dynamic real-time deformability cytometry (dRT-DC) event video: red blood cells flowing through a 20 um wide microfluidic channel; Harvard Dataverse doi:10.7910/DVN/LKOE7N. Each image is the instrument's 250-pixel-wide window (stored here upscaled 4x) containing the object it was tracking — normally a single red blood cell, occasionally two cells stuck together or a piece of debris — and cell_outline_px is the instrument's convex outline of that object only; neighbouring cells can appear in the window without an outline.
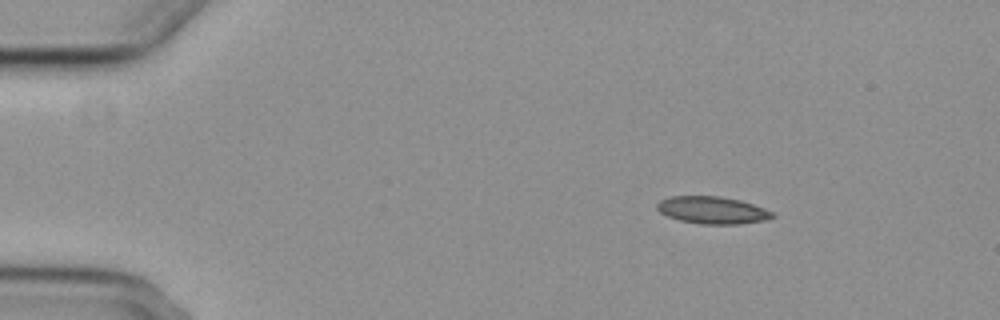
{"species": "common noctule bat (a hibernating species)", "species_latin": "Nyctalus noctula", "temperature_condition": "cold", "stored_images_in_passage": 7, "camera_frame_rate_fps": 3000, "um_per_image_px": 0.085, "animal": {"sex": "female", "body_mass_g": 29.2, "forearm_length_mm": 56.3}, "frame": {"image": 1, "passage_image": 2, "time_ms": 1.333, "image_size_px": [1000, 320], "cell_outline_px": [[776, 216], [768, 220], [736, 224], [700, 224], [680, 220], [668, 216], [660, 212], [656, 208], [656, 204], [660, 200], [672, 196], [720, 196], [740, 200], [764, 208], [772, 212]], "centroid_in_image_um": [60.56, 17.86], "position_along_channel_um": 24.4, "area_um2": 18.32}}
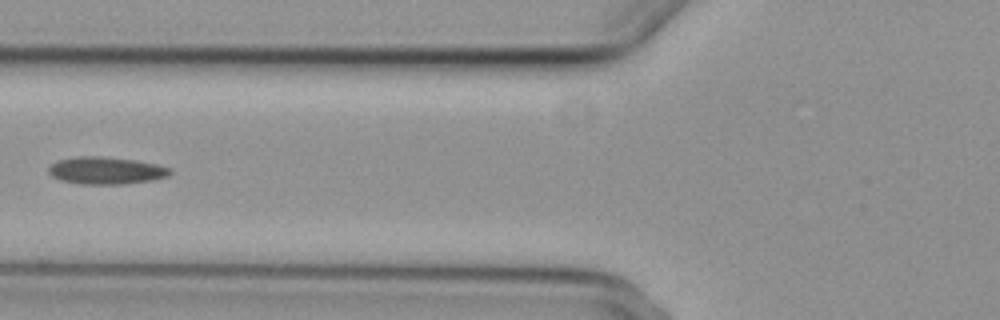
{"frame": {"image": 2, "passage_image": 6, "time_ms": 6.0, "image_size_px": [1000, 320], "cell_outline_px": [[172, 172], [168, 176], [152, 180], [120, 184], [80, 184], [60, 180], [52, 176], [48, 172], [48, 168], [52, 164], [60, 160], [76, 156], [104, 156], [136, 160], [156, 164], [172, 168]], "centroid_in_image_um": [9.02, 14.49], "position_along_channel_um": 116.8, "area_um2": 19.36}}
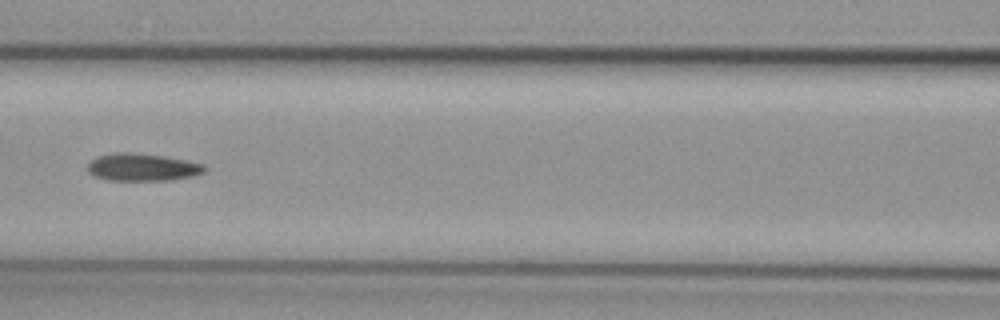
{"frame": {"image": 3, "passage_image": 7, "time_ms": 7.0, "image_size_px": [1000, 320], "cell_outline_px": [[208, 168], [204, 172], [192, 176], [168, 180], [108, 180], [92, 176], [88, 172], [88, 164], [96, 156], [116, 152], [132, 152], [164, 156], [188, 160], [204, 164]], "centroid_in_image_um": [12.1, 14.2], "position_along_channel_um": 154.5, "area_um2": 18.9}}